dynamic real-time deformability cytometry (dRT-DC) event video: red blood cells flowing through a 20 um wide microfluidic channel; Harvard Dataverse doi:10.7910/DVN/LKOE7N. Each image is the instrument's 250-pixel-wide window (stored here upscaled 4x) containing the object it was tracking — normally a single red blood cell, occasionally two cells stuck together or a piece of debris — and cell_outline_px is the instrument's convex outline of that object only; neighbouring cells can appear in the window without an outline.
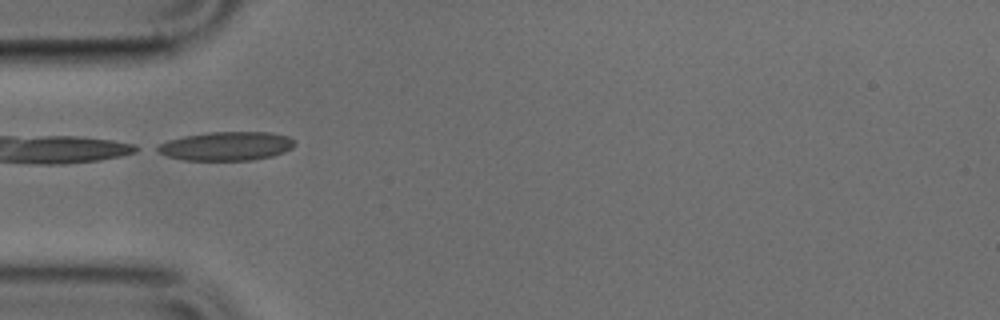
{"species": "common noctule bat (a hibernating species)", "species_latin": "Nyctalus noctula", "temperature_condition": "cold", "stored_images_in_passage": 33, "camera_frame_rate_fps": 3000, "um_per_image_px": 0.085, "animal": {"sex": "male", "body_mass_g": 17.9, "forearm_length_mm": 54.2}, "frame": {"image": 1, "passage_image": 1, "time_ms": 0.0, "image_size_px": [1000, 320], "cell_outline_px": [[296, 144], [292, 148], [284, 152], [272, 156], [252, 160], [184, 160], [168, 156], [152, 148], [168, 140], [184, 136], [208, 132], [268, 132], [288, 136], [296, 140]], "centroid_in_image_um": [19.26, 12.41], "position_along_channel_um": 65.7, "area_um2": 23.12}}
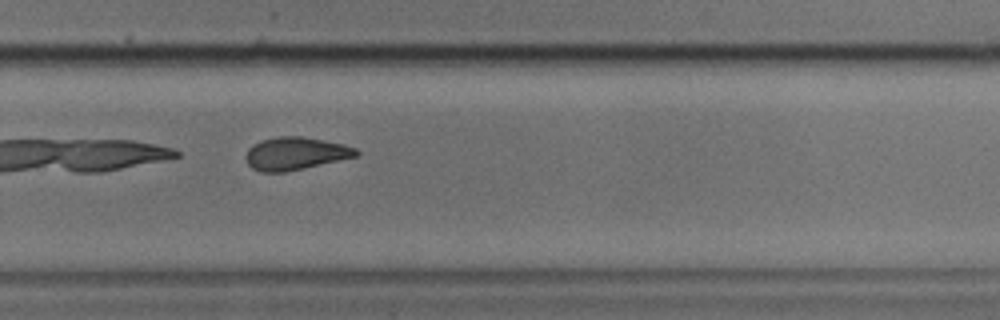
{"frame": {"image": 2, "passage_image": 19, "time_ms": 6.0, "image_size_px": [1000, 320], "cell_outline_px": [[360, 152], [356, 156], [304, 168], [284, 172], [260, 172], [252, 168], [248, 164], [244, 156], [248, 148], [252, 144], [260, 140], [280, 136], [300, 136], [344, 144], [356, 148]], "centroid_in_image_um": [25.06, 13.04], "position_along_channel_um": 304.7, "area_um2": 21.04}}